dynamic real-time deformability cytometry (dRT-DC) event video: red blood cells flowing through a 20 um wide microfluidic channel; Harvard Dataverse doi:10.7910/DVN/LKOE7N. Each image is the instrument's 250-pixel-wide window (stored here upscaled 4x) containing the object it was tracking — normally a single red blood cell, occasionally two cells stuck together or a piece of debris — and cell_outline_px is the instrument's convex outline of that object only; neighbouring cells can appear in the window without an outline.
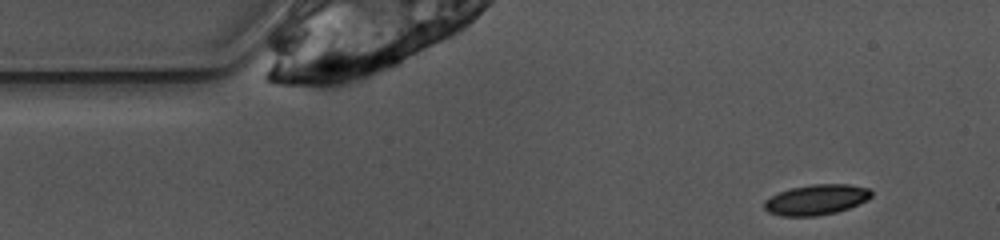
{"species": "common noctule bat (a hibernating species)", "species_latin": "Nyctalus noctula", "temperature_condition": "warm", "stored_images_in_passage": 5, "camera_frame_rate_fps": 3000, "um_per_image_px": 0.085, "animal": {"sex": "female", "body_mass_g": 10.0, "forearm_length_mm": 53.1}, "frame": {"image": 1, "passage_image": 4, "time_ms": 1.0, "image_size_px": [1000, 240], "cell_outline_px": [[872, 196], [868, 200], [848, 208], [836, 212], [816, 216], [784, 216], [768, 212], [764, 208], [764, 200], [780, 192], [792, 188], [812, 184], [848, 184], [868, 188], [872, 192]], "centroid_in_image_um": [69.4, 16.97], "position_along_channel_um": 15.6, "area_um2": 18.84}}